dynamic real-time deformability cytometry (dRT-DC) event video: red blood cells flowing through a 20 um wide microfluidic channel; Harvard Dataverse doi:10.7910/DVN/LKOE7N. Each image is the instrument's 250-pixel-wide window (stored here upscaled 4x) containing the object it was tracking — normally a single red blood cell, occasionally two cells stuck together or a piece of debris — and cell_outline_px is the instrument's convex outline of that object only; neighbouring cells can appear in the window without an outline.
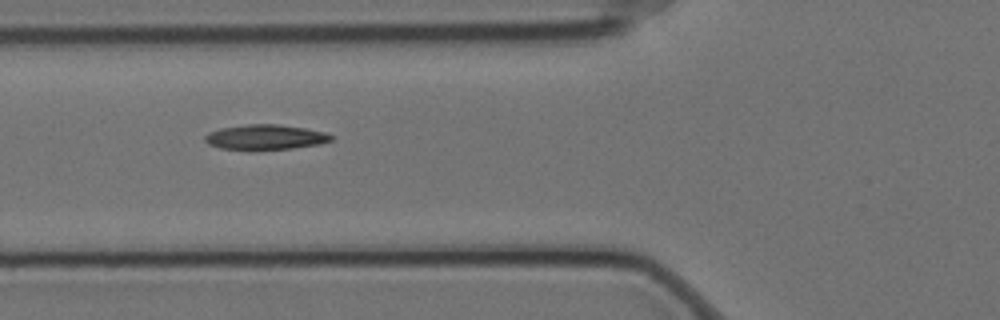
{"species": "Egyptian fruit bat (a non-hibernating species)", "species_latin": "Rousettus aegyptiacus", "temperature_condition": "cold", "stored_images_in_passage": 8, "camera_frame_rate_fps": 3000, "um_per_image_px": 0.085, "animal": {"sex": "female"}, "frame": {"image": 1, "passage_image": 7, "time_ms": 2.0, "image_size_px": [1000, 320], "cell_outline_px": [[332, 140], [320, 144], [292, 148], [248, 152], [220, 148], [208, 144], [204, 140], [204, 136], [208, 132], [220, 128], [248, 124], [276, 124], [304, 128], [324, 132], [332, 136]], "centroid_in_image_um": [22.48, 11.69], "position_along_channel_um": 103.3, "area_um2": 18.9}}
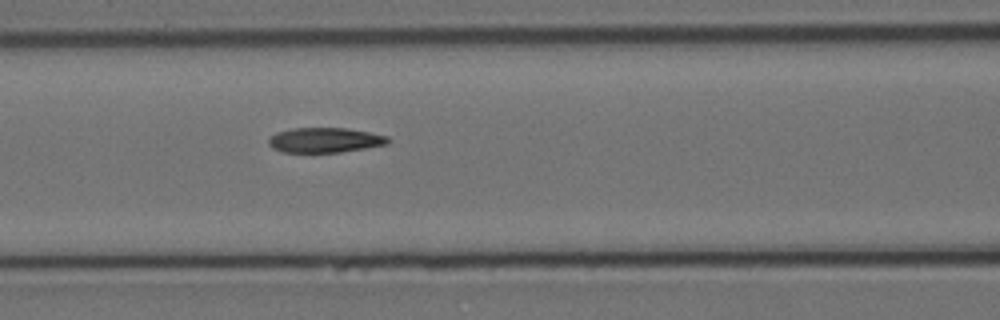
{"frame": {"image": 2, "passage_image": 8, "time_ms": 2.333, "image_size_px": [1000, 320], "cell_outline_px": [[388, 144], [340, 152], [284, 152], [272, 148], [268, 144], [268, 140], [276, 132], [292, 128], [348, 128], [388, 136]], "centroid_in_image_um": [27.59, 11.9], "position_along_channel_um": 139.0, "area_um2": 17.22}}